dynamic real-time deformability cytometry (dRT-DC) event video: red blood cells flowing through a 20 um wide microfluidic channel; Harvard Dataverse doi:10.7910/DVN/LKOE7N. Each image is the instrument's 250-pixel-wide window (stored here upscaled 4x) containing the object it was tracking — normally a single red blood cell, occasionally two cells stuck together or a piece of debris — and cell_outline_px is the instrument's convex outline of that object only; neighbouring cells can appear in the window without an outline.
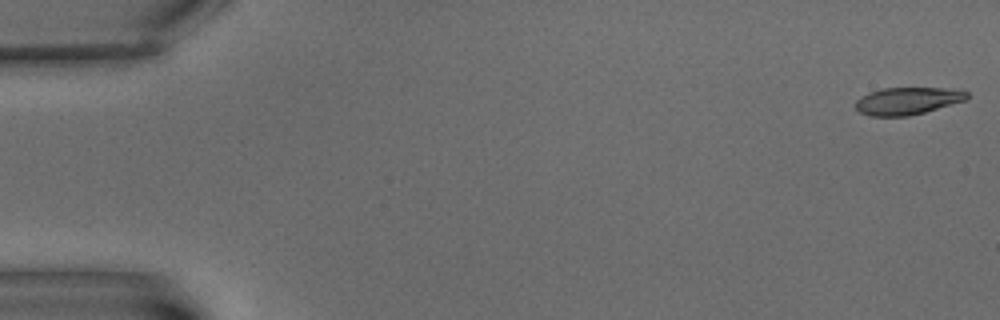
{"species": "common noctule bat (a hibernating species)", "species_latin": "Nyctalus noctula", "temperature_condition": "warm", "stored_images_in_passage": 6, "camera_frame_rate_fps": 3000, "um_per_image_px": 0.085, "animal": {"sex": "male", "body_mass_g": 15.6}, "frame": {"image": 1, "passage_image": 1, "time_ms": 0.0, "image_size_px": [1000, 320], "cell_outline_px": [[968, 100], [924, 112], [908, 116], [872, 116], [860, 112], [856, 108], [856, 100], [860, 96], [868, 92], [884, 88], [944, 88], [968, 92]], "centroid_in_image_um": [77.13, 8.57], "position_along_channel_um": 7.9, "area_um2": 17.69}}
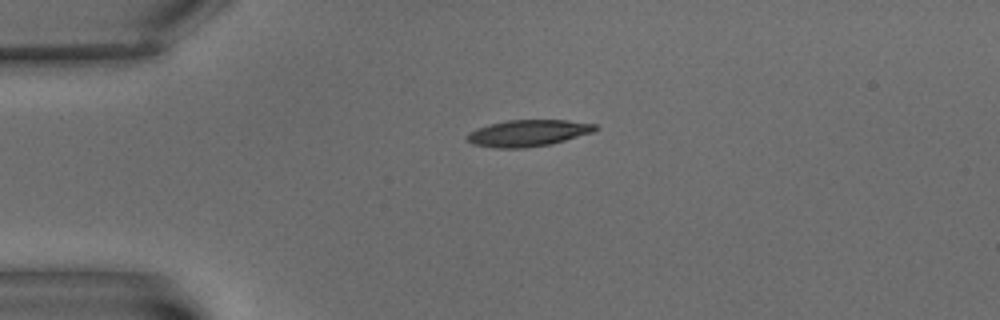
{"frame": {"image": 2, "passage_image": 5, "time_ms": 5.0, "image_size_px": [1000, 320], "cell_outline_px": [[600, 128], [592, 132], [564, 140], [548, 144], [524, 148], [492, 148], [472, 144], [464, 140], [464, 136], [468, 132], [476, 128], [488, 124], [508, 120], [568, 120], [596, 124]], "centroid_in_image_um": [44.8, 11.31], "position_along_channel_um": 40.2, "area_um2": 20.0}}